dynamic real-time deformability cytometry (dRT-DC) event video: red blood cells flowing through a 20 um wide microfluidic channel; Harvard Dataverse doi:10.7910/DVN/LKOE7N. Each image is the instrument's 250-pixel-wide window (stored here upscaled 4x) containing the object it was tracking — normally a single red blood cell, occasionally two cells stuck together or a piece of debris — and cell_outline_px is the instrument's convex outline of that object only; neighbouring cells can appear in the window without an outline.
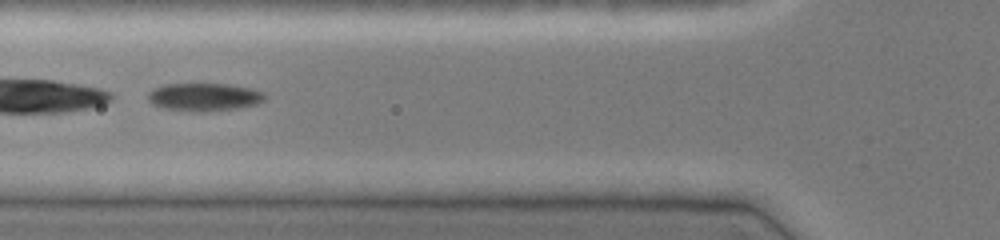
{"species": "common noctule bat (a hibernating species)", "species_latin": "Nyctalus noctula", "temperature_condition": "cold", "stored_images_in_passage": 45, "camera_frame_rate_fps": 3000, "um_per_image_px": 0.085, "animal": {"sex": "female", "body_mass_g": 19.0, "forearm_length_mm": 51.5}, "frame": {"image": 1, "passage_image": 17, "time_ms": 5.333, "image_size_px": [1000, 240], "cell_outline_px": [[268, 96], [260, 104], [236, 108], [204, 112], [192, 112], [164, 108], [152, 104], [148, 100], [148, 92], [152, 88], [164, 84], [228, 84], [252, 88], [264, 92]], "centroid_in_image_um": [17.37, 8.25], "position_along_channel_um": 108.4, "area_um2": 19.36}}
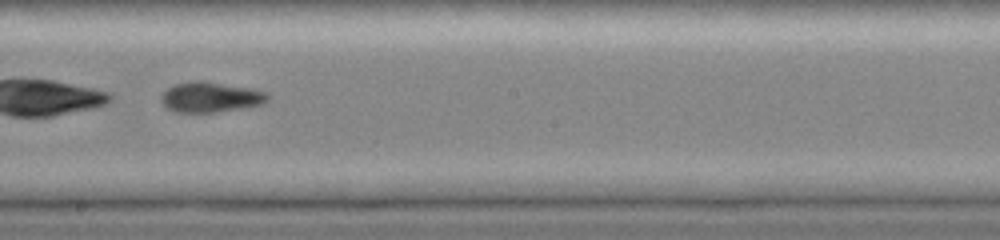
{"frame": {"image": 2, "passage_image": 26, "time_ms": 8.333, "image_size_px": [1000, 240], "cell_outline_px": [[272, 96], [264, 104], [248, 108], [216, 112], [176, 112], [168, 108], [160, 100], [160, 96], [168, 88], [176, 84], [192, 80], [200, 80], [252, 88], [268, 92]], "centroid_in_image_um": [17.98, 8.25], "position_along_channel_um": 230.2, "area_um2": 19.13}}
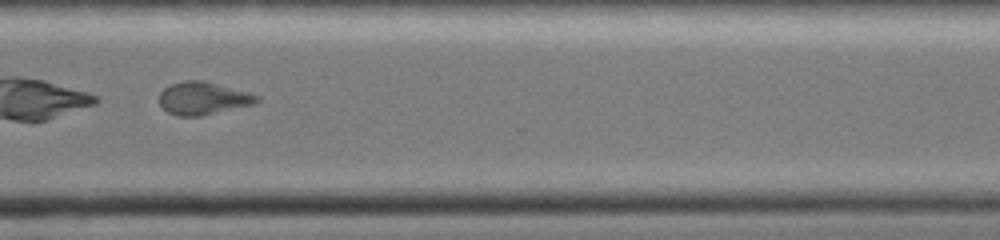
{"frame": {"image": 3, "passage_image": 35, "time_ms": 11.333, "image_size_px": [1000, 240], "cell_outline_px": [[260, 100], [252, 104], [200, 116], [176, 116], [168, 112], [160, 104], [160, 92], [164, 88], [172, 84], [184, 80], [204, 80], [248, 92], [260, 96]], "centroid_in_image_um": [17.25, 8.34], "position_along_channel_um": 353.4, "area_um2": 18.44}, "authors_computed_cell_mechanics": {"area_um2": 20.0566, "velocity_mm_per_s": 4.0784, "shape_relaxation_time_tau1_ms": null, "shape_relaxation_time_tau2_ms": 2.8404, "deformation_change_tau1": null, "deformation_change_tau2": 0.0837}}